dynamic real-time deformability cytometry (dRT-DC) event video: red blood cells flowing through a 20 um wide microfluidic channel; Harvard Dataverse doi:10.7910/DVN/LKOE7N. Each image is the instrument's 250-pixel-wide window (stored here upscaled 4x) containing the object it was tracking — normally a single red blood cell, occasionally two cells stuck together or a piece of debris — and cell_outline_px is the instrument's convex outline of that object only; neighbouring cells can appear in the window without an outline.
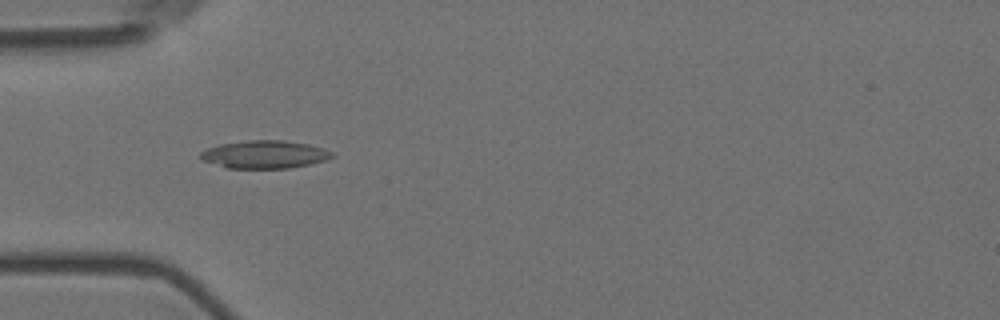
{"species": "Egyptian fruit bat (a non-hibernating species)", "species_latin": "Rousettus aegyptiacus", "temperature_condition": "room temperature", "stored_images_in_passage": 7, "camera_frame_rate_fps": 3000, "um_per_image_px": 0.085, "animal": {"sex": "female"}, "frame": {"image": 1, "passage_image": 5, "time_ms": 1.333, "image_size_px": [1000, 320], "cell_outline_px": [[336, 156], [324, 160], [308, 164], [288, 168], [228, 168], [204, 160], [200, 156], [200, 152], [208, 148], [220, 144], [248, 140], [284, 140], [308, 144], [324, 148], [332, 152]], "centroid_in_image_um": [22.52, 13.12], "position_along_channel_um": 62.5, "area_um2": 21.15}}
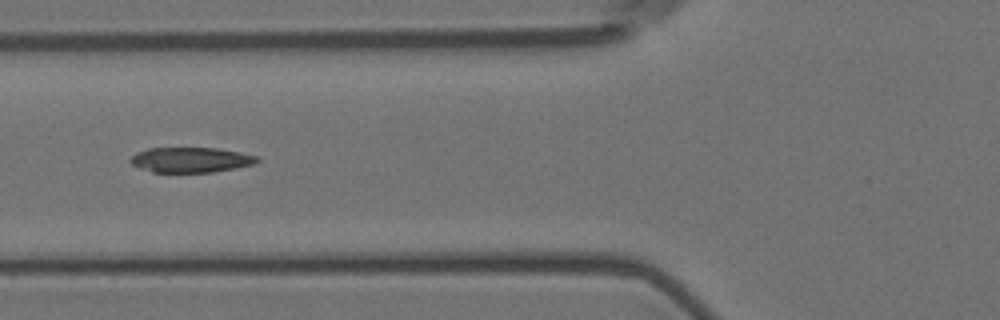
{"frame": {"image": 2, "passage_image": 6, "time_ms": 1.667, "image_size_px": [1000, 320], "cell_outline_px": [[260, 160], [256, 164], [212, 172], [152, 172], [140, 168], [132, 164], [128, 160], [136, 152], [148, 148], [216, 148], [240, 152], [260, 156]], "centroid_in_image_um": [16.24, 13.58], "position_along_channel_um": 109.6, "area_um2": 18.67}}
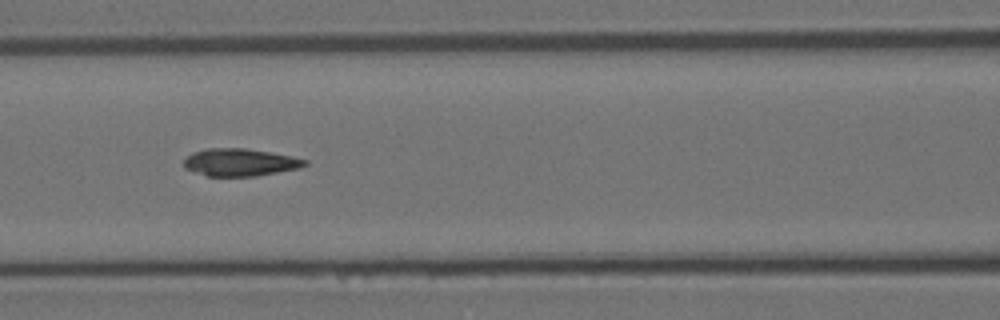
{"frame": {"image": 3, "passage_image": 7, "time_ms": 2.0, "image_size_px": [1000, 320], "cell_outline_px": [[308, 164], [300, 168], [256, 176], [208, 176], [184, 168], [184, 160], [192, 152], [208, 148], [244, 148], [292, 156], [308, 160]], "centroid_in_image_um": [20.41, 13.8], "position_along_channel_um": 146.2, "area_um2": 19.31}}